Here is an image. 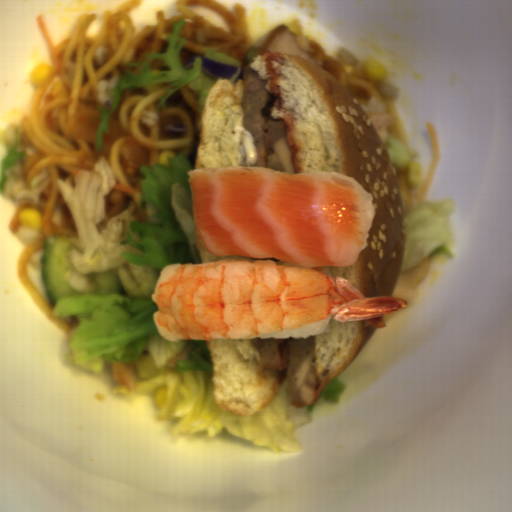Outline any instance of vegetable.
<instances>
[{"label":"vegetable","mask_w":512,"mask_h":512,"mask_svg":"<svg viewBox=\"0 0 512 512\" xmlns=\"http://www.w3.org/2000/svg\"><path fill=\"white\" fill-rule=\"evenodd\" d=\"M140 203L121 213H106V196L116 177L105 156L91 170L58 178V190L75 232L68 283L89 288L91 273L112 270L119 293L60 299L53 315L73 320L66 363L102 372L107 363H129L135 388L114 384L118 393H136L157 406L160 421L177 435L228 433L258 447L283 453L300 451L298 429L312 424L314 404L294 408L287 379L266 408L253 416L223 411L215 398L213 371L205 340L169 342L153 315L155 286L165 266L202 264L196 246L185 153L167 157V165L140 167Z\"/></svg>","instance_id":"1"},{"label":"vegetable","mask_w":512,"mask_h":512,"mask_svg":"<svg viewBox=\"0 0 512 512\" xmlns=\"http://www.w3.org/2000/svg\"><path fill=\"white\" fill-rule=\"evenodd\" d=\"M184 20L174 24L173 32L165 49L152 52L142 61H125L123 65L133 69L126 72L111 88L113 94L109 111L99 110L100 120L95 133V149L100 152L103 148L104 134L109 135L110 116L117 110L121 95L124 91L146 87L155 84H167L169 87L163 97H160L156 111L165 107L166 101L176 92L187 87L196 96L199 119L197 129L201 131L204 106L211 90L218 79L202 72V57H195L189 68H185L182 53L187 43V37L182 34Z\"/></svg>","instance_id":"2"},{"label":"vegetable","mask_w":512,"mask_h":512,"mask_svg":"<svg viewBox=\"0 0 512 512\" xmlns=\"http://www.w3.org/2000/svg\"><path fill=\"white\" fill-rule=\"evenodd\" d=\"M454 200L418 202L403 212L406 235L403 261L399 273L433 258L453 259L454 231L451 217Z\"/></svg>","instance_id":"3"},{"label":"vegetable","mask_w":512,"mask_h":512,"mask_svg":"<svg viewBox=\"0 0 512 512\" xmlns=\"http://www.w3.org/2000/svg\"><path fill=\"white\" fill-rule=\"evenodd\" d=\"M26 154L18 124L4 127L0 131V195L6 191L9 171L21 163Z\"/></svg>","instance_id":"4"},{"label":"vegetable","mask_w":512,"mask_h":512,"mask_svg":"<svg viewBox=\"0 0 512 512\" xmlns=\"http://www.w3.org/2000/svg\"><path fill=\"white\" fill-rule=\"evenodd\" d=\"M384 146L392 167L408 172V164L411 162L417 163L419 153L413 151L407 143L391 133H388Z\"/></svg>","instance_id":"5"},{"label":"vegetable","mask_w":512,"mask_h":512,"mask_svg":"<svg viewBox=\"0 0 512 512\" xmlns=\"http://www.w3.org/2000/svg\"><path fill=\"white\" fill-rule=\"evenodd\" d=\"M346 385L347 383L337 376L330 380L326 389L318 398H320L324 403L338 406L341 400V394L345 392Z\"/></svg>","instance_id":"6"},{"label":"vegetable","mask_w":512,"mask_h":512,"mask_svg":"<svg viewBox=\"0 0 512 512\" xmlns=\"http://www.w3.org/2000/svg\"><path fill=\"white\" fill-rule=\"evenodd\" d=\"M203 57H206L214 62L226 64V65H235L238 66V70L233 74V76L229 79L236 81L241 69H242V63L233 58L230 55H227L225 53H222L220 51L210 50L206 49L204 51Z\"/></svg>","instance_id":"7"},{"label":"vegetable","mask_w":512,"mask_h":512,"mask_svg":"<svg viewBox=\"0 0 512 512\" xmlns=\"http://www.w3.org/2000/svg\"><path fill=\"white\" fill-rule=\"evenodd\" d=\"M263 47H253L247 54L246 59L249 63V65L258 57L259 54H261V49Z\"/></svg>","instance_id":"8"}]
</instances>
